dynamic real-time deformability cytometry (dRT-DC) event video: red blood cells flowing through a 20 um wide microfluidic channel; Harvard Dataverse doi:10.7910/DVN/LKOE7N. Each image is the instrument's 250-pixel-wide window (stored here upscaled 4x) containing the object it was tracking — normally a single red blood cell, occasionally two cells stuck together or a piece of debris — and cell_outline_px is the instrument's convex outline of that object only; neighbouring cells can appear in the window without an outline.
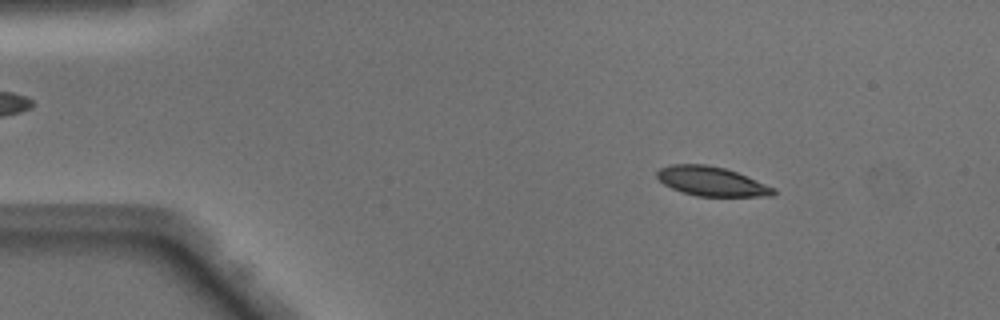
{"species": "Egyptian fruit bat (a non-hibernating species)", "species_latin": "Rousettus aegyptiacus", "temperature_condition": "warm", "stored_images_in_passage": 49, "camera_frame_rate_fps": 3000, "um_per_image_px": 0.085, "animal": {"sex": "male"}, "frame": {"image": 1, "passage_image": 7, "time_ms": 2.0, "image_size_px": [1000, 320], "cell_outline_px": [[776, 192], [772, 196], [696, 196], [672, 188], [664, 184], [656, 176], [656, 172], [660, 168], [672, 164], [704, 164], [724, 168], [736, 172], [776, 188]], "centroid_in_image_um": [60.48, 15.41], "position_along_channel_um": 24.5, "area_um2": 19.71}}
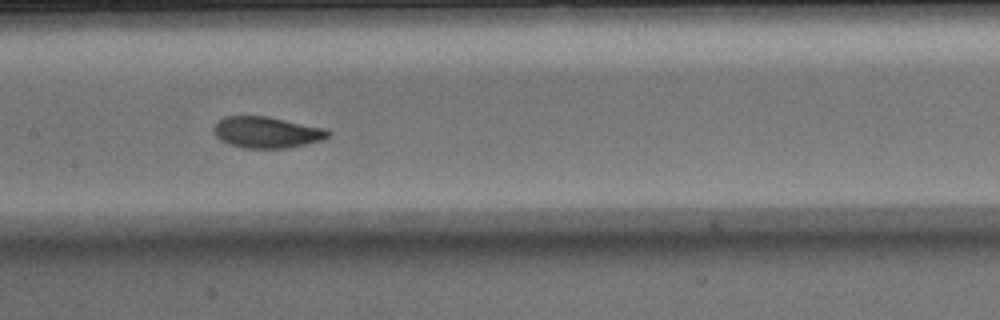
{"frame": {"image": 2, "passage_image": 24, "time_ms": 7.667, "image_size_px": [1000, 320], "cell_outline_px": [[332, 132], [324, 140], [288, 148], [244, 148], [228, 144], [220, 140], [216, 136], [212, 128], [224, 116], [268, 116], [328, 128]], "centroid_in_image_um": [22.72, 11.24], "position_along_channel_um": 184.7, "area_um2": 21.15}}
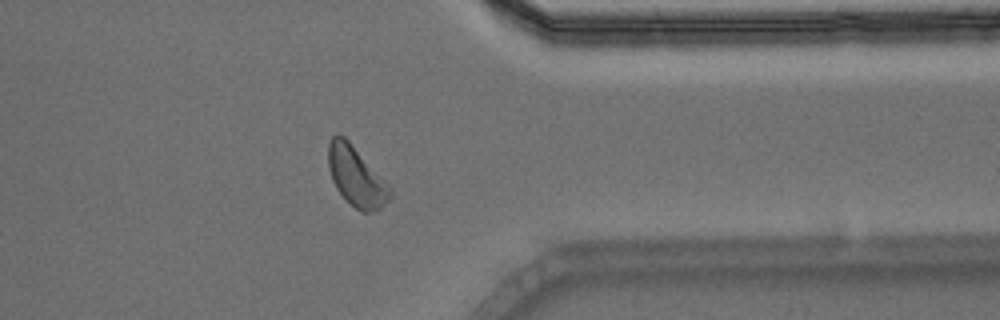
{"frame": {"image": 3, "passage_image": 39, "time_ms": 12.667, "image_size_px": [1000, 320], "cell_outline_px": [[392, 196], [376, 212], [364, 212], [356, 208], [336, 188], [332, 180], [328, 168], [328, 144], [332, 136], [336, 132], [340, 132], [348, 140], [392, 192]], "centroid_in_image_um": [30.21, 14.98], "position_along_channel_um": 381.2, "area_um2": 20.69}, "authors_computed_cell_mechanics": {"area_um2": 21.1548, "velocity_mm_per_s": 4.0968, "shape_relaxation_time_tau1_ms": 1.9764, "shape_relaxation_time_tau2_ms": 2.1267, "deformation_change_tau1": 0.1125, "deformation_change_tau2": 0.0806}}